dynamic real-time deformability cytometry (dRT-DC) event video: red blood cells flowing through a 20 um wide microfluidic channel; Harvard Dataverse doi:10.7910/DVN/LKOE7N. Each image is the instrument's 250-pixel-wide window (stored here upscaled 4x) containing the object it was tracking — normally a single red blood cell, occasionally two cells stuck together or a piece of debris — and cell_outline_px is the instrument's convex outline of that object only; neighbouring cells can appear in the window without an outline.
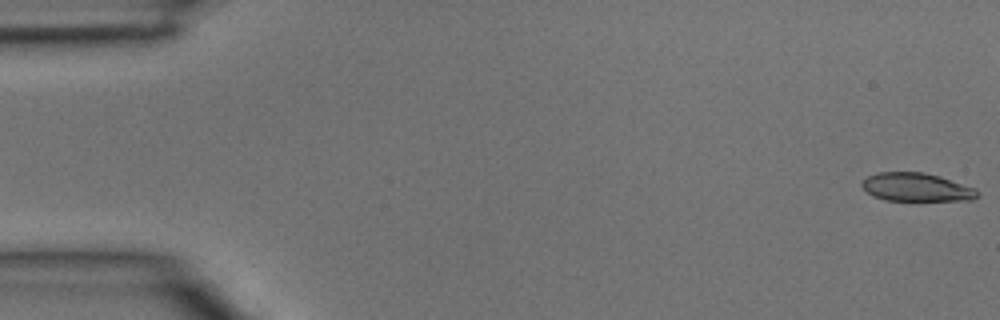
{"species": "common noctule bat (a hibernating species)", "species_latin": "Nyctalus noctula", "temperature_condition": "room temperature", "stored_images_in_passage": 5, "camera_frame_rate_fps": 3000, "um_per_image_px": 0.085, "animal": {"sex": "male", "body_mass_g": 15.6}, "frame": {"image": 1, "passage_image": 1, "time_ms": 0.0, "image_size_px": [1000, 320], "cell_outline_px": [[980, 196], [972, 200], [888, 200], [876, 196], [868, 192], [860, 184], [868, 176], [876, 172], [924, 172], [940, 176], [976, 188], [980, 192]], "centroid_in_image_um": [77.96, 15.9], "position_along_channel_um": 7.0, "area_um2": 19.02}}